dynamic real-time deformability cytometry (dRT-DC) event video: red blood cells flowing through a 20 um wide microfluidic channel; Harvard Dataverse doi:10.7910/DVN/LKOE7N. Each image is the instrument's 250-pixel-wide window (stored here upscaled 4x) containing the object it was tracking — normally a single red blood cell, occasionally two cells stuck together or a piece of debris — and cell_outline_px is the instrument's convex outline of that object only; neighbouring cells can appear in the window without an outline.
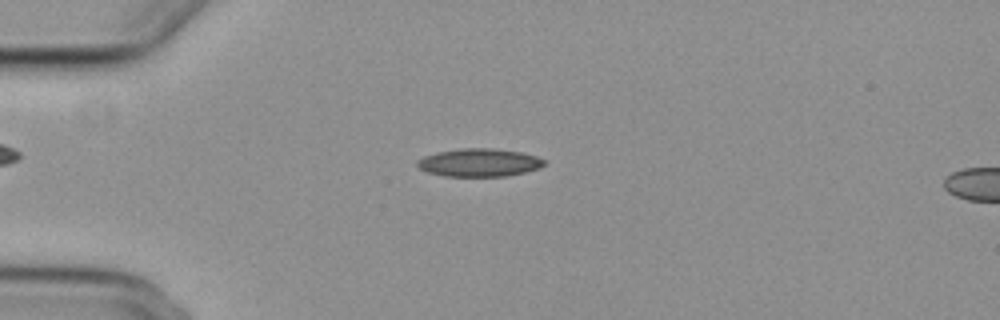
{"species": "common noctule bat (a hibernating species)", "species_latin": "Nyctalus noctula", "temperature_condition": "cold", "stored_images_in_passage": 42, "camera_frame_rate_fps": 3000, "um_per_image_px": 0.085, "animal": {"sex": "female", "body_mass_g": 29.2, "forearm_length_mm": 56.3}, "frame": {"image": 1, "passage_image": 1, "time_ms": 0.0, "image_size_px": [1000, 320], "cell_outline_px": [[548, 160], [540, 168], [524, 172], [504, 176], [444, 176], [428, 172], [420, 168], [416, 164], [416, 160], [424, 156], [440, 152], [460, 148], [492, 148], [520, 152], [536, 156]], "centroid_in_image_um": [40.75, 13.81], "position_along_channel_um": 44.3, "area_um2": 20.63}}
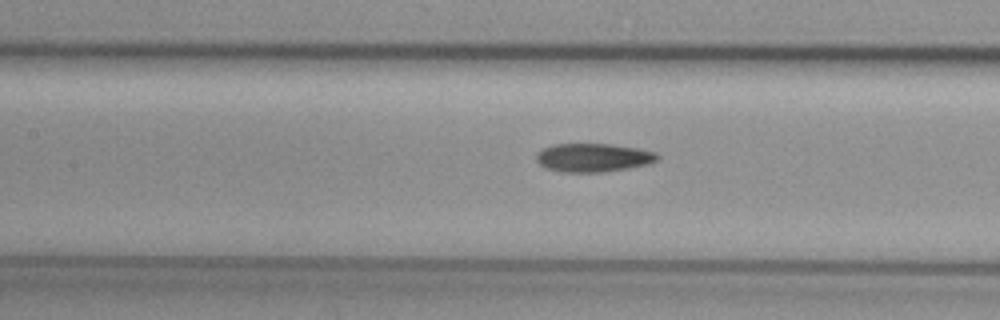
{"frame": {"image": 2, "passage_image": 12, "time_ms": 3.667, "image_size_px": [1000, 320], "cell_outline_px": [[660, 156], [656, 160], [648, 164], [628, 168], [604, 172], [560, 172], [544, 168], [536, 160], [536, 152], [552, 144], [612, 144], [640, 148], [656, 152]], "centroid_in_image_um": [50.41, 13.39], "position_along_channel_um": 157.0, "area_um2": 20.35}}
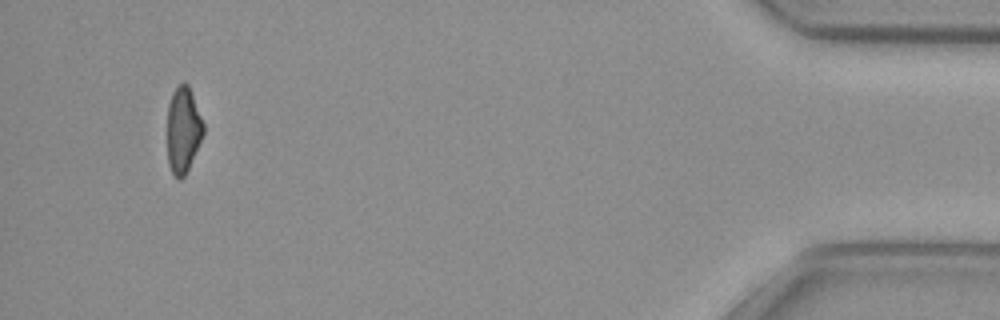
{"frame": {"image": 3, "passage_image": 39, "time_ms": 12.667, "image_size_px": [1000, 320], "cell_outline_px": [[204, 132], [188, 168], [184, 176], [180, 180], [176, 180], [168, 164], [168, 104], [172, 92], [184, 80], [188, 84], [204, 124]], "centroid_in_image_um": [15.56, 11.03], "position_along_channel_um": 419.6, "area_um2": 17.92}, "authors_computed_cell_mechanics": {"area_um2": 19.9699, "velocity_mm_per_s": 3.7513, "shape_relaxation_time_tau1_ms": null, "shape_relaxation_time_tau2_ms": 6.4821, "deformation_change_tau1": null, "deformation_change_tau2": 0.1388}}